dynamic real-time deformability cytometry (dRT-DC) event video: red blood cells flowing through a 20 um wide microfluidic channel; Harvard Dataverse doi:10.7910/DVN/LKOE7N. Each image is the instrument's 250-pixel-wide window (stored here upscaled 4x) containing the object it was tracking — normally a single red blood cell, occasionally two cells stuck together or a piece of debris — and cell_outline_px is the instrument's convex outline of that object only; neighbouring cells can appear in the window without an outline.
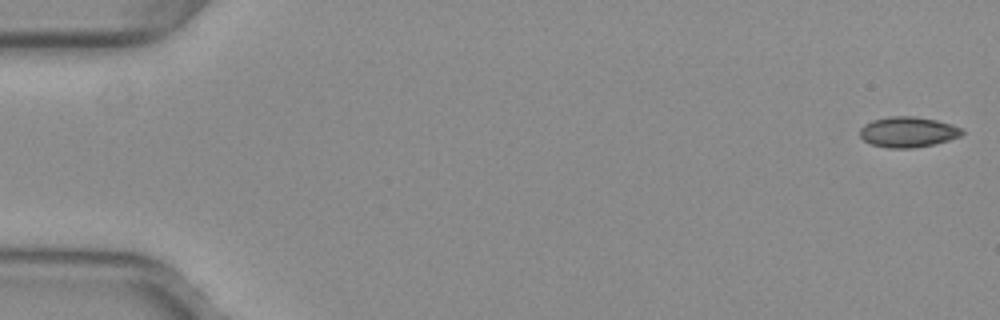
{"species": "common noctule bat (a hibernating species)", "species_latin": "Nyctalus noctula", "temperature_condition": "warm", "stored_images_in_passage": 16, "camera_frame_rate_fps": 3000, "um_per_image_px": 0.085, "animal": {"sex": "female", "body_mass_g": 29.2, "forearm_length_mm": 56.3}, "frame": {"image": 1, "passage_image": 1, "time_ms": 0.0, "image_size_px": [1000, 320], "cell_outline_px": [[964, 132], [960, 136], [948, 140], [932, 144], [912, 148], [888, 148], [872, 144], [864, 140], [860, 136], [860, 128], [864, 124], [872, 120], [888, 116], [912, 116], [936, 120], [952, 124], [960, 128]], "centroid_in_image_um": [77.15, 11.21], "position_along_channel_um": 7.9, "area_um2": 18.03}}
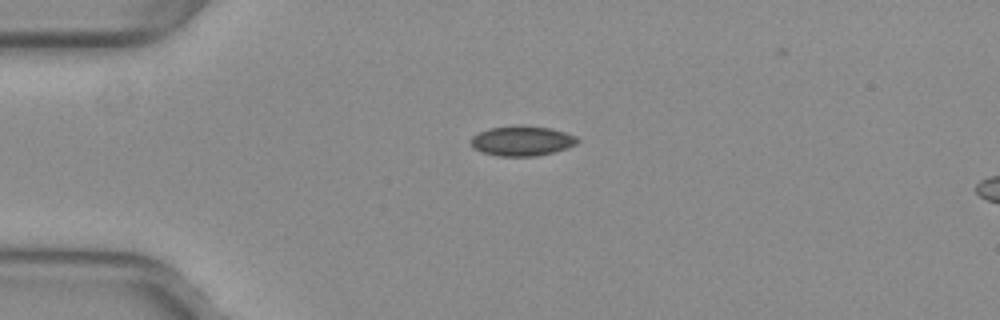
{"frame": {"image": 2, "passage_image": 13, "time_ms": 4.0, "image_size_px": [1000, 320], "cell_outline_px": [[580, 140], [576, 144], [568, 148], [536, 156], [500, 156], [484, 152], [472, 148], [472, 136], [488, 128], [524, 124], [552, 128], [576, 136]], "centroid_in_image_um": [44.4, 11.95], "position_along_channel_um": 40.6, "area_um2": 18.67}}